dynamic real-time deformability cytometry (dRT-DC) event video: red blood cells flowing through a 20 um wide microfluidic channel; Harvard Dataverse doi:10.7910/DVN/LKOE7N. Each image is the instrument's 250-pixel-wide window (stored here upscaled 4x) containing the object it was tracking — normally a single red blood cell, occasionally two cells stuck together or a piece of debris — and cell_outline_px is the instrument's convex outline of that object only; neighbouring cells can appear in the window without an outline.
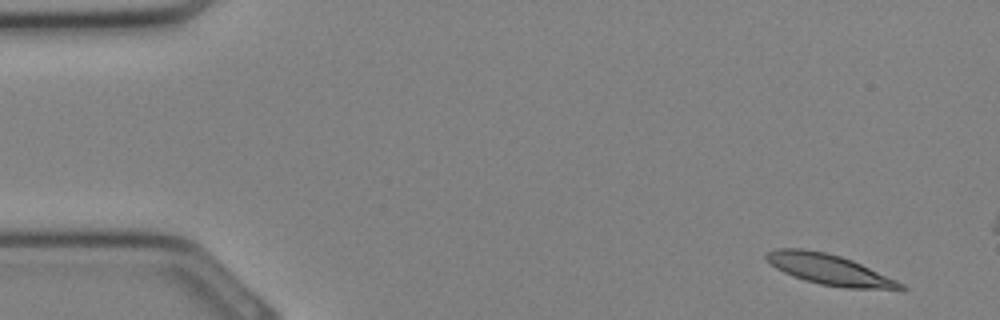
{"species": "Egyptian fruit bat (a non-hibernating species)", "species_latin": "Rousettus aegyptiacus", "temperature_condition": "cold", "stored_images_in_passage": 7, "camera_frame_rate_fps": 3000, "um_per_image_px": 0.085, "animal": {"sex": "female"}, "frame": {"image": 1, "passage_image": 2, "time_ms": 0.333, "image_size_px": [1000, 320], "cell_outline_px": [[908, 288], [904, 292], [844, 288], [820, 284], [804, 280], [784, 272], [776, 268], [764, 260], [764, 252], [776, 248], [804, 248], [824, 252], [840, 256], [852, 260], [896, 280], [904, 284]], "centroid_in_image_um": [70.56, 22.95], "position_along_channel_um": 14.4, "area_um2": 24.57}}